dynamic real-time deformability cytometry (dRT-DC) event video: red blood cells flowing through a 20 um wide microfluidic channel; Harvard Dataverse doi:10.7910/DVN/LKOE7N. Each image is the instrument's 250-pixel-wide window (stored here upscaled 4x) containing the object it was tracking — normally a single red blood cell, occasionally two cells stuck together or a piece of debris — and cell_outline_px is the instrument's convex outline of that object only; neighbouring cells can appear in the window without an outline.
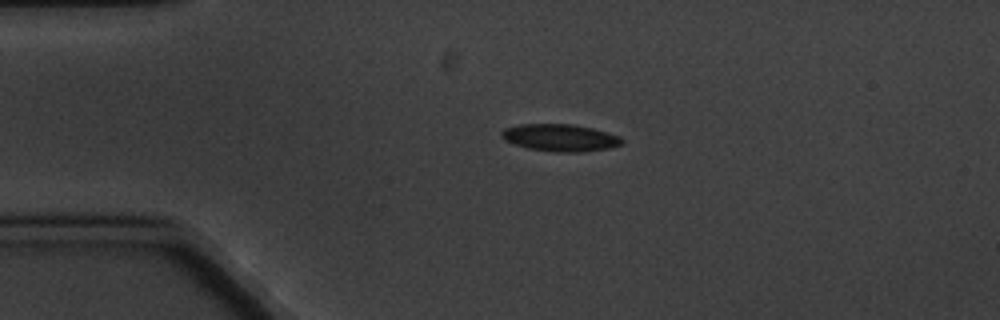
{"species": "common noctule bat (a hibernating species)", "species_latin": "Nyctalus noctula", "temperature_condition": "cold", "stored_images_in_passage": 3, "camera_frame_rate_fps": 3000, "um_per_image_px": 0.085, "animal": {"sex": "male", "body_mass_g": 20.1, "forearm_length_mm": 53.5}, "frame": {"image": 1, "passage_image": 2, "time_ms": 2.0, "image_size_px": [1000, 320], "cell_outline_px": [[624, 144], [608, 148], [580, 152], [556, 152], [528, 148], [504, 140], [500, 136], [500, 132], [504, 128], [520, 124], [576, 124], [608, 132], [620, 136], [624, 140]], "centroid_in_image_um": [47.63, 11.69], "position_along_channel_um": 37.4, "area_um2": 19.19}}